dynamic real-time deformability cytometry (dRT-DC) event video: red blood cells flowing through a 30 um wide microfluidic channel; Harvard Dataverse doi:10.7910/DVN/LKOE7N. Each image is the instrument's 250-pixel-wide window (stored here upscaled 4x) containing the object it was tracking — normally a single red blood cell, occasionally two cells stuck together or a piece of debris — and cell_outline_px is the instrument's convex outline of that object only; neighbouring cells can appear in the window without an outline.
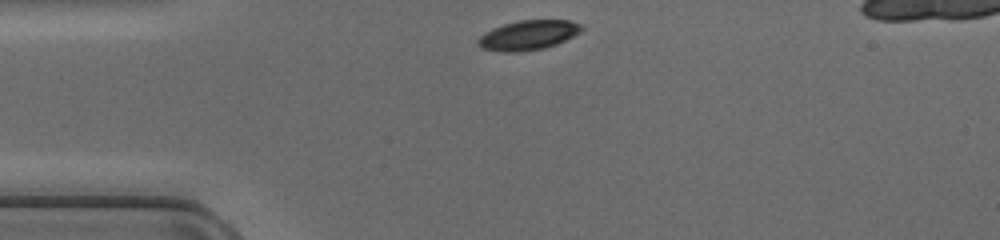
{"species": "common noctule bat (a hibernating species)", "species_latin": "Nyctalus noctula", "temperature_condition": "cold", "stored_images_in_passage": 36, "camera_frame_rate_fps": 3000, "um_per_image_px": 0.085, "animal": {"sex": "female", "body_mass_g": 17.0, "forearm_length_mm": 48.0}, "frame": {"image": 1, "passage_image": 1, "time_ms": 0.0, "image_size_px": [1000, 240], "cell_outline_px": [[584, 28], [580, 32], [556, 44], [544, 48], [516, 52], [504, 52], [480, 48], [476, 44], [476, 40], [484, 32], [492, 28], [504, 24], [520, 20], [568, 20], [580, 24]], "centroid_in_image_um": [44.85, 2.99], "position_along_channel_um": 40.2, "area_um2": 17.86}}
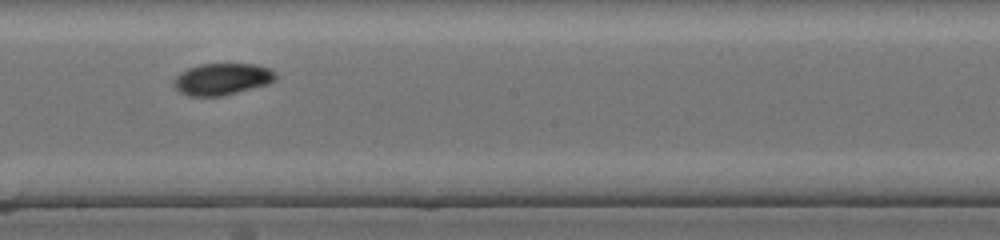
{"frame": {"image": 2, "passage_image": 16, "time_ms": 5.0, "image_size_px": [1000, 240], "cell_outline_px": [[276, 80], [268, 84], [220, 96], [188, 96], [180, 92], [172, 84], [172, 80], [180, 72], [188, 68], [200, 64], [252, 64], [272, 68], [276, 72]], "centroid_in_image_um": [18.87, 6.71], "position_along_channel_um": 229.3, "area_um2": 18.9}}
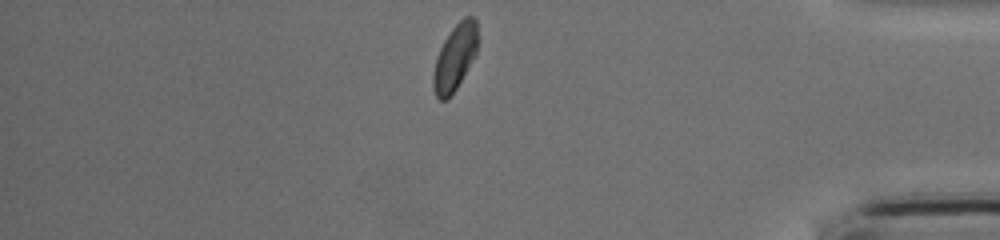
{"frame": {"image": 3, "passage_image": 30, "time_ms": 9.667, "image_size_px": [1000, 240], "cell_outline_px": [[476, 52], [472, 60], [456, 88], [444, 100], [440, 100], [436, 96], [432, 88], [432, 76], [436, 56], [444, 40], [452, 28], [464, 16], [472, 16], [476, 20]], "centroid_in_image_um": [38.63, 4.87], "position_along_channel_um": 396.6, "area_um2": 16.7}}